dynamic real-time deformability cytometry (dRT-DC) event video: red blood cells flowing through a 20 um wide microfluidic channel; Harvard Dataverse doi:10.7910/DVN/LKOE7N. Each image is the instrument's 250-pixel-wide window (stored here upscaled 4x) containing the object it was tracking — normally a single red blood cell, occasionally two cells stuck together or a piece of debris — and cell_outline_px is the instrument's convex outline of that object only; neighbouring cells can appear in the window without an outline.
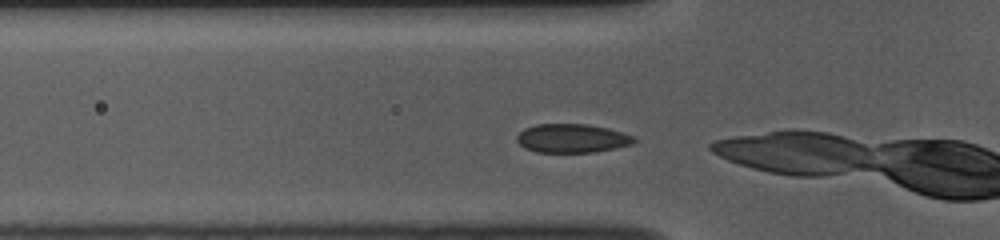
{"species": "common noctule bat (a hibernating species)", "species_latin": "Nyctalus noctula", "temperature_condition": "room temperature", "stored_images_in_passage": 10, "camera_frame_rate_fps": 3000, "um_per_image_px": 0.085, "animal": {"sex": "female", "body_mass_g": 10.0, "forearm_length_mm": 53.1}, "frame": {"image": 1, "passage_image": 2, "time_ms": 0.333, "image_size_px": [1000, 240], "cell_outline_px": [[636, 140], [632, 144], [616, 148], [596, 152], [536, 152], [524, 148], [516, 140], [516, 136], [524, 128], [536, 124], [588, 124], [608, 128], [636, 136]], "centroid_in_image_um": [48.63, 11.75], "position_along_channel_um": 77.2, "area_um2": 19.83}}
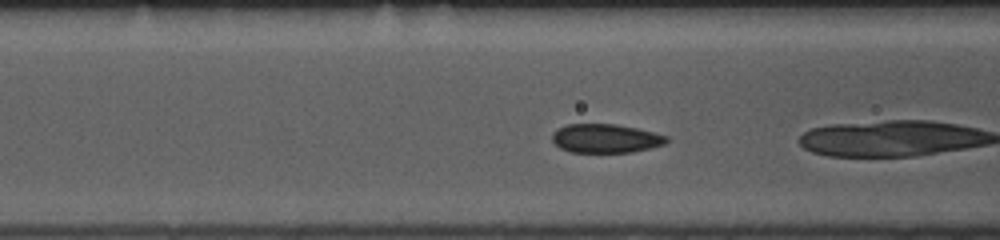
{"frame": {"image": 2, "passage_image": 5, "time_ms": 1.333, "image_size_px": [1000, 240], "cell_outline_px": [[668, 140], [664, 144], [632, 152], [572, 152], [560, 148], [552, 140], [552, 132], [556, 128], [568, 124], [616, 124], [636, 128], [668, 136]], "centroid_in_image_um": [51.44, 11.76], "position_along_channel_um": 115.2, "area_um2": 19.13}}